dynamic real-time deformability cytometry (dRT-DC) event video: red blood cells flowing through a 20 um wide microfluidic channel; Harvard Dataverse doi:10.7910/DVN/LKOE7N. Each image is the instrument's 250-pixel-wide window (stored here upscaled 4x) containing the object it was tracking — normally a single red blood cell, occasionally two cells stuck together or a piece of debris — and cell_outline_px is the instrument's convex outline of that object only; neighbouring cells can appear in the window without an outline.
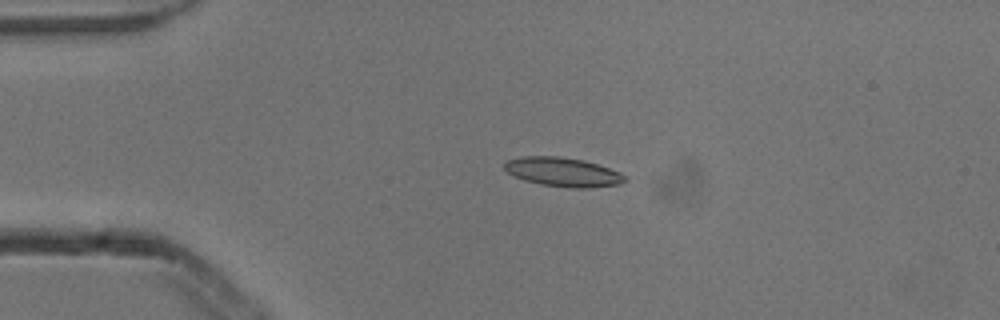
{"species": "common noctule bat (a hibernating species)", "species_latin": "Nyctalus noctula", "temperature_condition": "cold", "stored_images_in_passage": 4, "camera_frame_rate_fps": 3000, "um_per_image_px": 0.085, "animal": {"sex": "male", "body_mass_g": 13.3}, "frame": {"image": 1, "passage_image": 3, "time_ms": 0.667, "image_size_px": [1000, 320], "cell_outline_px": [[628, 180], [620, 184], [588, 188], [568, 188], [540, 184], [524, 180], [508, 172], [504, 168], [504, 160], [520, 156], [556, 156], [584, 160], [620, 172]], "centroid_in_image_um": [47.83, 14.62], "position_along_channel_um": 37.2, "area_um2": 20.46}}